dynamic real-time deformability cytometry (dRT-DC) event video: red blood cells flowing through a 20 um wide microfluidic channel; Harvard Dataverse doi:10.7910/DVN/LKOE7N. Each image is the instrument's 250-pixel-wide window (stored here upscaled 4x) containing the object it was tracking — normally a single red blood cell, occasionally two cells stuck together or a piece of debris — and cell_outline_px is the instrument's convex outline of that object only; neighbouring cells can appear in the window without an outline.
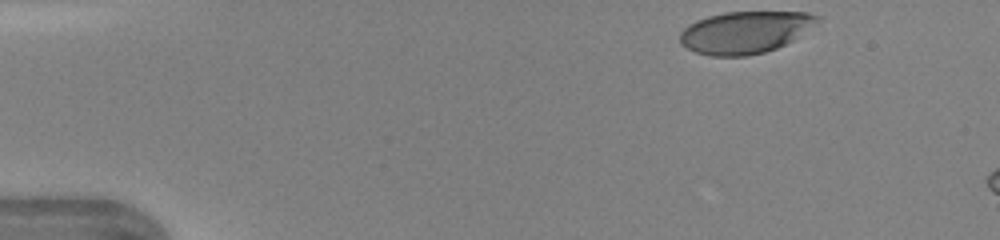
{"species": "human", "species_latin": "Homo sapiens", "temperature_condition": "warm", "stored_images_in_passage": 7, "camera_frame_rate_fps": 3000, "um_per_image_px": 0.085, "donor": {"sex": "female"}, "frame": {"image": 1, "passage_image": 1, "time_ms": 0.0, "image_size_px": [1000, 240], "cell_outline_px": [[824, 16], [820, 20], [792, 40], [776, 48], [764, 52], [744, 56], [708, 56], [696, 52], [680, 44], [680, 32], [688, 24], [696, 20], [708, 16], [724, 12], [808, 12]], "centroid_in_image_um": [63.31, 2.73], "position_along_channel_um": 21.7, "area_um2": 33.64}}